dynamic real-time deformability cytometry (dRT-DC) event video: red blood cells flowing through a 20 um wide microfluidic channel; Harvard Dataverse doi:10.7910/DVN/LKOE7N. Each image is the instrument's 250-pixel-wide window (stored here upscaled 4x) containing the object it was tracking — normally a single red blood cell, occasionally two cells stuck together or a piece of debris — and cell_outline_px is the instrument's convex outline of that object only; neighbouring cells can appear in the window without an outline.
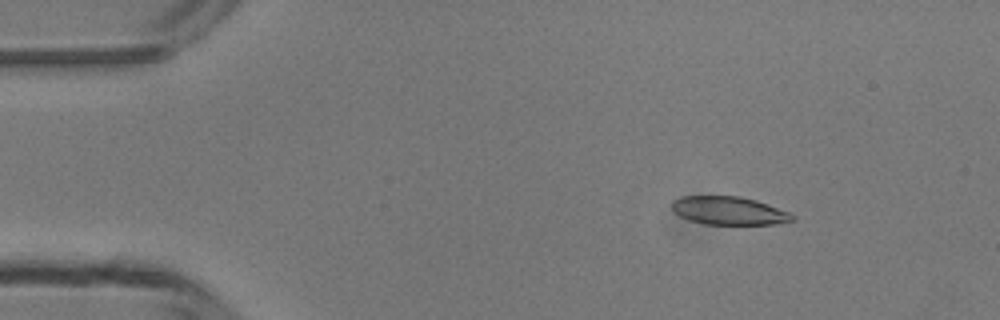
{"species": "common noctule bat (a hibernating species)", "species_latin": "Nyctalus noctula", "temperature_condition": "room temperature", "stored_images_in_passage": 3, "camera_frame_rate_fps": 3000, "um_per_image_px": 0.085, "animal": {"sex": "male", "body_mass_g": 13.3}, "frame": {"image": 1, "passage_image": 1, "time_ms": 0.0, "image_size_px": [1000, 320], "cell_outline_px": [[796, 220], [776, 224], [704, 224], [688, 220], [672, 212], [672, 200], [680, 196], [740, 196], [756, 200], [792, 212], [796, 216]], "centroid_in_image_um": [61.98, 17.91], "position_along_channel_um": 23.0, "area_um2": 20.17}}
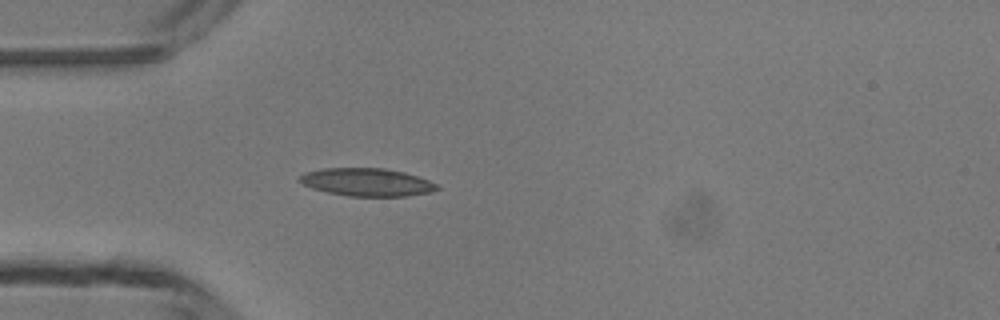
{"frame": {"image": 2, "passage_image": 3, "time_ms": 2.333, "image_size_px": [1000, 320], "cell_outline_px": [[440, 188], [428, 192], [404, 196], [348, 196], [328, 192], [312, 188], [296, 180], [304, 172], [320, 168], [384, 168], [404, 172], [440, 184]], "centroid_in_image_um": [31.16, 15.47], "position_along_channel_um": 53.8, "area_um2": 22.31}}